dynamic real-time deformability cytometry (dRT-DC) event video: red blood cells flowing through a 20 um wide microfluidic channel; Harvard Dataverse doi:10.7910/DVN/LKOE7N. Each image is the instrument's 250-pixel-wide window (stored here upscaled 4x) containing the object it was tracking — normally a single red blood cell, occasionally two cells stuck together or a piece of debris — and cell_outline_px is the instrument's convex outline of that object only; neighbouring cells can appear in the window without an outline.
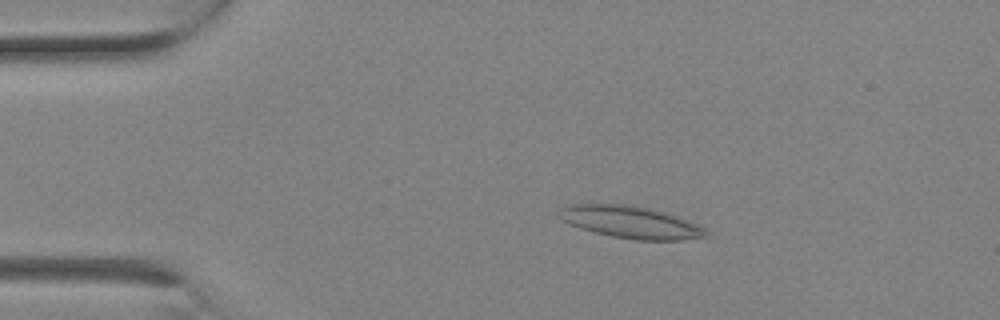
{"species": "Egyptian fruit bat (a non-hibernating species)", "species_latin": "Rousettus aegyptiacus", "temperature_condition": "room temperature", "stored_images_in_passage": 2, "camera_frame_rate_fps": 3000, "um_per_image_px": 0.085, "animal": {"sex": "female"}, "frame": {"image": 1, "passage_image": 1, "time_ms": 0.0, "image_size_px": [1000, 320], "cell_outline_px": [[712, 236], [684, 240], [636, 240], [612, 236], [580, 228], [560, 220], [556, 216], [560, 208], [564, 204], [628, 204], [648, 208], [664, 212], [708, 228]], "centroid_in_image_um": [53.61, 18.89], "position_along_channel_um": 31.4, "area_um2": 27.86}}